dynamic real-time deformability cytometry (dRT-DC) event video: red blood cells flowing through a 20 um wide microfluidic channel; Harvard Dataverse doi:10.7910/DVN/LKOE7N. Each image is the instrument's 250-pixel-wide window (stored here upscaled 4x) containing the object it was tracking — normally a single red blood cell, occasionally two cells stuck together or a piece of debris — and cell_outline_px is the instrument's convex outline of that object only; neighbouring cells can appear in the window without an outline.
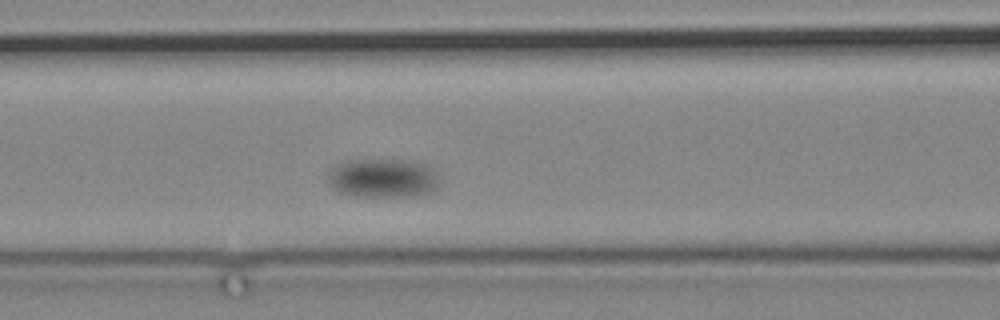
{"species": "common noctule bat (a hibernating species)", "species_latin": "Nyctalus noctula", "temperature_condition": "cold", "stored_images_in_passage": 9, "camera_frame_rate_fps": 3000, "um_per_image_px": 0.085, "animal": {"sex": "male", "body_mass_g": 19.2, "forearm_length_mm": 51.8}, "frame": {"image": 1, "passage_image": 9, "time_ms": 10.333, "image_size_px": [1000, 320], "cell_outline_px": [[440, 184], [428, 192], [412, 196], [356, 196], [340, 192], [332, 188], [328, 184], [328, 172], [336, 164], [348, 160], [412, 160], [428, 164], [432, 168]], "centroid_in_image_um": [32.52, 15.12], "position_along_channel_um": 134.1, "area_um2": 25.37}}